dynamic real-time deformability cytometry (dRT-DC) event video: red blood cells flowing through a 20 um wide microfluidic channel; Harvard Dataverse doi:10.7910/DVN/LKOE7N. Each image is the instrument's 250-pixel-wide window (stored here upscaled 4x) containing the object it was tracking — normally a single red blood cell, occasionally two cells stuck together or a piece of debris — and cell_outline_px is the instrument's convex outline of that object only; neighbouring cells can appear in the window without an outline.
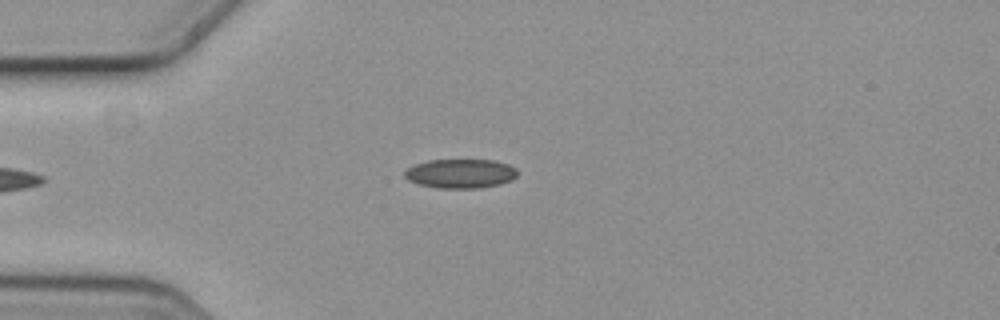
{"species": "common noctule bat (a hibernating species)", "species_latin": "Nyctalus noctula", "temperature_condition": "cold", "stored_images_in_passage": 4, "camera_frame_rate_fps": 3000, "um_per_image_px": 0.085, "animal": {"sex": "female", "body_mass_g": 19.3, "forearm_length_mm": 54.1}, "frame": {"image": 1, "passage_image": 4, "time_ms": 1.0, "image_size_px": [1000, 320], "cell_outline_px": [[516, 176], [512, 180], [500, 184], [480, 188], [440, 188], [420, 184], [408, 180], [404, 176], [404, 172], [408, 168], [416, 164], [428, 160], [496, 160], [508, 164], [516, 168]], "centroid_in_image_um": [39.16, 14.75], "position_along_channel_um": 45.8, "area_um2": 19.13}}